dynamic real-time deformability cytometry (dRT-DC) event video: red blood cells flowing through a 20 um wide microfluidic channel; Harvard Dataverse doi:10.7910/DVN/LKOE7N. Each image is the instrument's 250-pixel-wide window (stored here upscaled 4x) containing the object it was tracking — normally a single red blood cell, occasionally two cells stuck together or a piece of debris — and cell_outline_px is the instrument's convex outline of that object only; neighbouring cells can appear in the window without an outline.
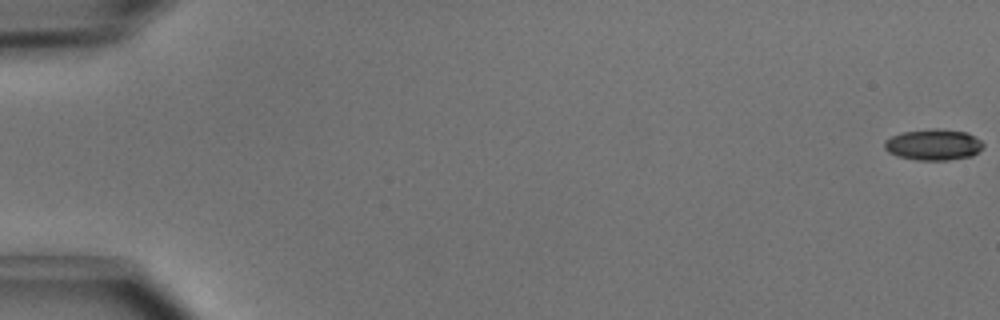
{"species": "common noctule bat (a hibernating species)", "species_latin": "Nyctalus noctula", "temperature_condition": "cold", "stored_images_in_passage": 51, "camera_frame_rate_fps": 3000, "um_per_image_px": 0.085, "animal": {"sex": "male", "body_mass_g": 15.6}, "frame": {"image": 1, "passage_image": 1, "time_ms": 0.0, "image_size_px": [1000, 320], "cell_outline_px": [[984, 144], [972, 156], [948, 160], [916, 160], [896, 156], [888, 152], [884, 148], [884, 140], [900, 132], [932, 128], [936, 128], [968, 132], [980, 140]], "centroid_in_image_um": [79.3, 12.29], "position_along_channel_um": 5.7, "area_um2": 18.03}}
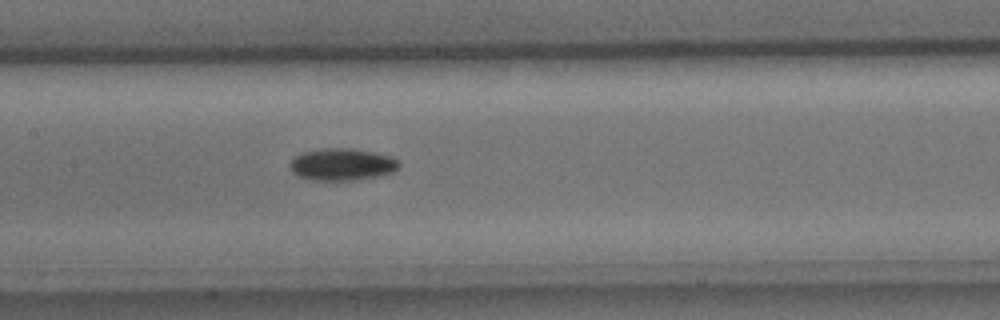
{"frame": {"image": 2, "passage_image": 26, "time_ms": 8.333, "image_size_px": [1000, 320], "cell_outline_px": [[400, 168], [392, 172], [376, 176], [352, 180], [312, 180], [300, 176], [292, 172], [288, 164], [296, 156], [304, 152], [324, 148], [352, 148], [392, 156], [400, 160]], "centroid_in_image_um": [29.1, 13.97], "position_along_channel_um": 178.3, "area_um2": 20.35}}
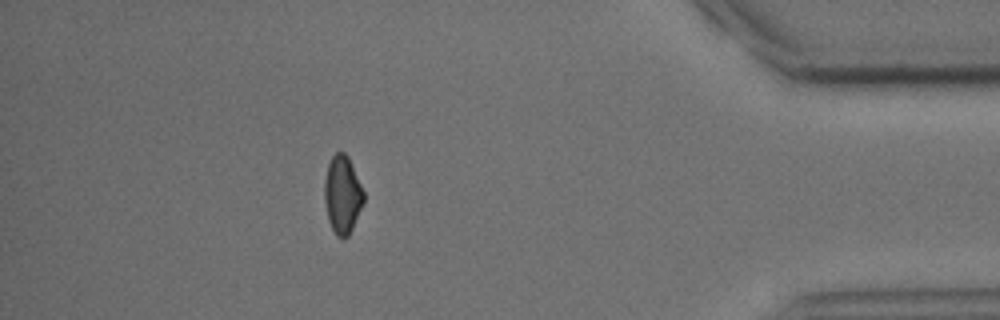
{"frame": {"image": 3, "passage_image": 46, "time_ms": 15.0, "image_size_px": [1000, 320], "cell_outline_px": [[364, 204], [348, 236], [344, 240], [336, 236], [328, 220], [324, 200], [324, 180], [328, 164], [332, 156], [336, 152], [344, 152], [348, 156], [364, 192]], "centroid_in_image_um": [29.1, 16.56], "position_along_channel_um": 406.1, "area_um2": 17.92}, "authors_computed_cell_mechanics": {"area_um2": 18.6694, "velocity_mm_per_s": 4.035, "shape_relaxation_time_tau1_ms": 3.7195, "shape_relaxation_time_tau2_ms": null, "deformation_change_tau1": 0.0951, "deformation_change_tau2": null}}